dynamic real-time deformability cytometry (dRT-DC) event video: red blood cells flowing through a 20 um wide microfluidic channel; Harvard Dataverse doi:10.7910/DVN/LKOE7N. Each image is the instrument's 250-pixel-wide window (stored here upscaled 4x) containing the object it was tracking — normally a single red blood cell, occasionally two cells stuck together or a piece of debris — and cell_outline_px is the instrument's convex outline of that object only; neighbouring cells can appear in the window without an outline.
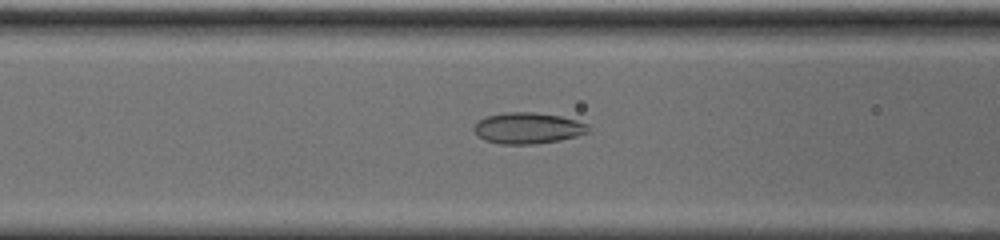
{"species": "common noctule bat (a hibernating species)", "species_latin": "Nyctalus noctula", "temperature_condition": "cold", "stored_images_in_passage": 46, "camera_frame_rate_fps": 3000, "um_per_image_px": 0.085, "animal": {"sex": "male", "body_mass_g": 20.0, "forearm_length_mm": 53.3}, "frame": {"image": 1, "passage_image": 12, "time_ms": 3.667, "image_size_px": [1000, 240], "cell_outline_px": [[592, 128], [588, 132], [576, 136], [560, 140], [532, 144], [500, 144], [484, 140], [472, 128], [484, 116], [504, 112], [532, 112], [560, 116], [576, 120], [588, 124]], "centroid_in_image_um": [44.88, 10.88], "position_along_channel_um": 121.7, "area_um2": 20.75}}
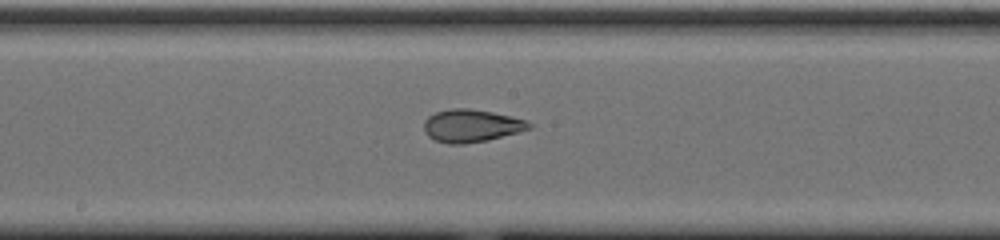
{"frame": {"image": 2, "passage_image": 19, "time_ms": 6.0, "image_size_px": [1000, 240], "cell_outline_px": [[532, 128], [488, 140], [464, 144], [448, 144], [436, 140], [428, 136], [424, 132], [424, 120], [428, 116], [436, 112], [452, 108], [468, 108], [492, 112], [512, 116], [524, 120], [532, 124]], "centroid_in_image_um": [40.04, 10.69], "position_along_channel_um": 208.2, "area_um2": 20.0}}
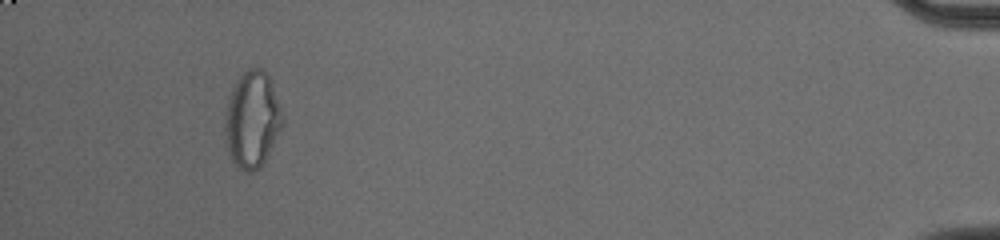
{"frame": {"image": 3, "passage_image": 42, "time_ms": 13.667, "image_size_px": [1000, 240], "cell_outline_px": [[284, 124], [260, 168], [252, 172], [248, 172], [240, 168], [232, 160], [224, 140], [224, 116], [228, 100], [232, 88], [236, 80], [248, 68], [264, 68], [268, 72], [284, 116]], "centroid_in_image_um": [21.44, 10.14], "position_along_channel_um": 413.8, "area_um2": 32.66}, "authors_computed_cell_mechanics": {"area_um2": 21.7039, "velocity_mm_per_s": 3.7089, "shape_relaxation_time_tau1_ms": null, "shape_relaxation_time_tau2_ms": 1.7987, "deformation_change_tau1": null, "deformation_change_tau2": 0.0725}}